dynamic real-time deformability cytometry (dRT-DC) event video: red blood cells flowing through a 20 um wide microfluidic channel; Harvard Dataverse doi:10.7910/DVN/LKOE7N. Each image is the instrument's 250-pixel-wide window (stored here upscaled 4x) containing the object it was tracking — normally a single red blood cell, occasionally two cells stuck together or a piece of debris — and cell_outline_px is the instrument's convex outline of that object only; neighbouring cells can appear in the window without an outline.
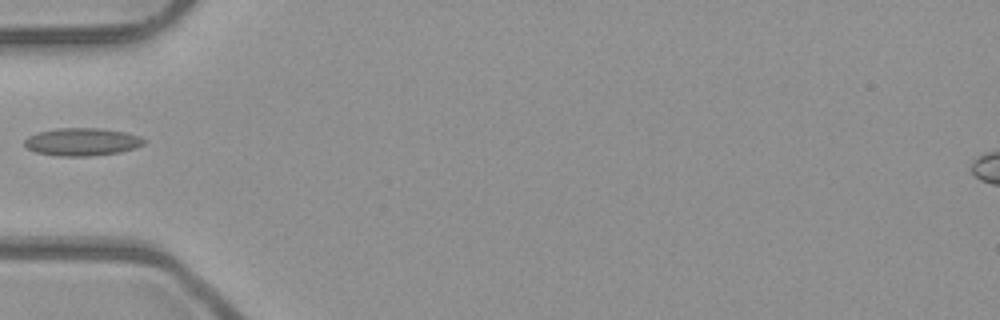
{"species": "common noctule bat (a hibernating species)", "species_latin": "Nyctalus noctula", "temperature_condition": "room temperature", "stored_images_in_passage": 3, "camera_frame_rate_fps": 3000, "um_per_image_px": 0.085, "animal": {"sex": "male", "body_mass_g": 23.1, "forearm_length_mm": 52.7}, "frame": {"image": 1, "passage_image": 2, "time_ms": 0.333, "image_size_px": [1000, 320], "cell_outline_px": [[144, 144], [120, 152], [88, 156], [60, 156], [36, 152], [28, 148], [24, 144], [24, 140], [28, 136], [36, 132], [56, 128], [100, 128], [124, 132], [140, 136], [144, 140]], "centroid_in_image_um": [6.93, 12.05], "position_along_channel_um": 78.1, "area_um2": 19.19}}
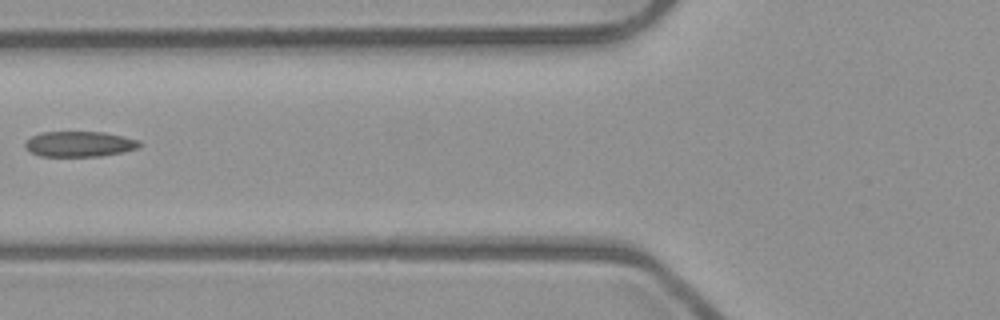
{"frame": {"image": 2, "passage_image": 3, "time_ms": 0.667, "image_size_px": [1000, 320], "cell_outline_px": [[140, 144], [136, 148], [124, 152], [100, 156], [40, 156], [32, 152], [24, 144], [32, 136], [40, 132], [104, 132], [140, 140]], "centroid_in_image_um": [6.77, 12.24], "position_along_channel_um": 119.0, "area_um2": 16.76}}